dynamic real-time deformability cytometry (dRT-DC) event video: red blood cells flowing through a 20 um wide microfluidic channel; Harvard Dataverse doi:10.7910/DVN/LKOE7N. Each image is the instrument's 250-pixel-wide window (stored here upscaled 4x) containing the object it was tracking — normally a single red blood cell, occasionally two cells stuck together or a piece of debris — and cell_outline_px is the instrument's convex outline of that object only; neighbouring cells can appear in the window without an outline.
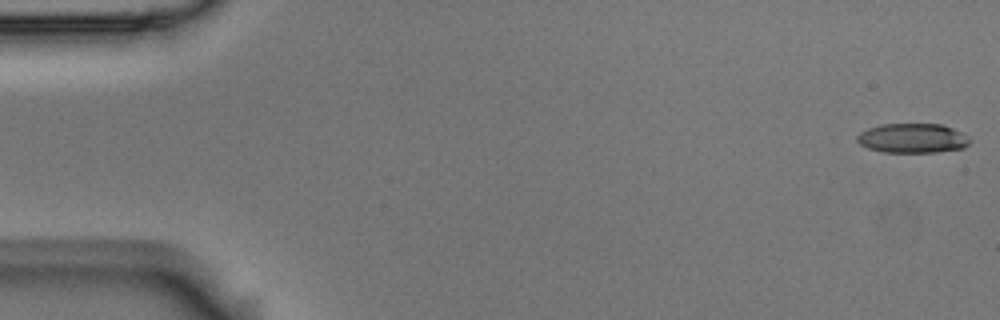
{"species": "Egyptian fruit bat (a non-hibernating species)", "species_latin": "Rousettus aegyptiacus", "temperature_condition": "room temperature", "stored_images_in_passage": 54, "camera_frame_rate_fps": 3000, "um_per_image_px": 0.085, "animal": {"sex": "male"}, "frame": {"image": 1, "passage_image": 1, "time_ms": 0.0, "image_size_px": [1000, 320], "cell_outline_px": [[972, 140], [964, 148], [936, 152], [884, 152], [868, 148], [860, 144], [856, 140], [856, 136], [860, 132], [868, 128], [880, 124], [944, 124], [964, 132]], "centroid_in_image_um": [77.6, 11.74], "position_along_channel_um": 7.4, "area_um2": 19.65}}
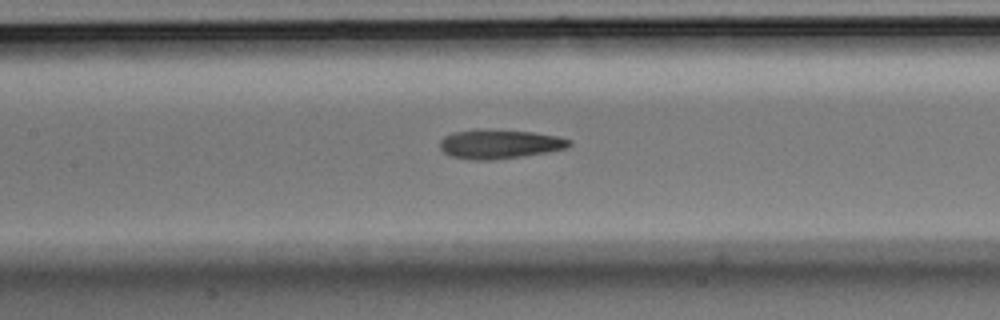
{"frame": {"image": 2, "passage_image": 25, "time_ms": 8.0, "image_size_px": [1000, 320], "cell_outline_px": [[572, 144], [568, 148], [524, 156], [492, 160], [472, 160], [452, 156], [444, 152], [440, 148], [440, 140], [444, 136], [456, 132], [532, 132], [556, 136], [572, 140]], "centroid_in_image_um": [42.52, 12.3], "position_along_channel_um": 164.9, "area_um2": 20.98}}
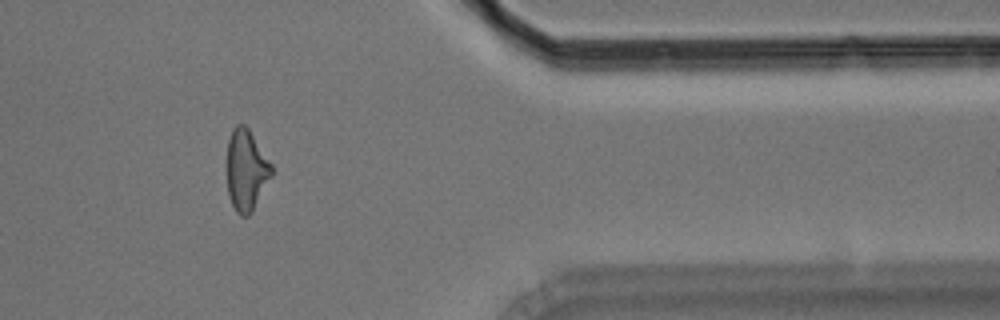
{"frame": {"image": 3, "passage_image": 45, "time_ms": 14.667, "image_size_px": [1000, 320], "cell_outline_px": [[272, 176], [252, 212], [248, 216], [240, 216], [236, 212], [228, 196], [224, 168], [224, 164], [228, 140], [232, 128], [236, 124], [244, 124], [248, 128], [272, 164]], "centroid_in_image_um": [20.87, 14.46], "position_along_channel_um": 390.5, "area_um2": 21.91}, "authors_computed_cell_mechanics": {"area_um2": 21.3282, "velocity_mm_per_s": 3.7037, "shape_relaxation_time_tau1_ms": 8.9357, "shape_relaxation_time_tau2_ms": 3.2633, "deformation_change_tau1": 0.2392, "deformation_change_tau2": 0.1388}}